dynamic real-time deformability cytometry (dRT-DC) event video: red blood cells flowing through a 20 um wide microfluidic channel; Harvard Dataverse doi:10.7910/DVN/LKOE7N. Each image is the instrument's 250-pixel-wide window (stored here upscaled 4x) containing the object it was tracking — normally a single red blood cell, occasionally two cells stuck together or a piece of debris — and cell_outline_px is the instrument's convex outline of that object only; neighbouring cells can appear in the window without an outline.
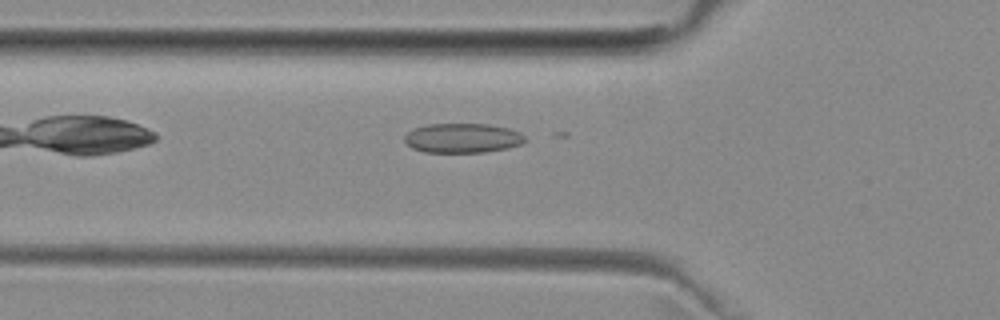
{"species": "common noctule bat (a hibernating species)", "species_latin": "Nyctalus noctula", "temperature_condition": "room temperature", "stored_images_in_passage": 3, "camera_frame_rate_fps": 3000, "um_per_image_px": 0.085, "animal": {"sex": "female", "body_mass_g": 29.2, "forearm_length_mm": 56.3}, "frame": {"image": 1, "passage_image": 3, "time_ms": 3.333, "image_size_px": [1000, 320], "cell_outline_px": [[524, 140], [520, 144], [508, 148], [484, 152], [424, 152], [412, 148], [404, 140], [404, 136], [408, 132], [416, 128], [428, 124], [488, 124], [508, 128], [520, 132], [524, 136]], "centroid_in_image_um": [39.31, 11.73], "position_along_channel_um": 86.5, "area_um2": 20.58}}